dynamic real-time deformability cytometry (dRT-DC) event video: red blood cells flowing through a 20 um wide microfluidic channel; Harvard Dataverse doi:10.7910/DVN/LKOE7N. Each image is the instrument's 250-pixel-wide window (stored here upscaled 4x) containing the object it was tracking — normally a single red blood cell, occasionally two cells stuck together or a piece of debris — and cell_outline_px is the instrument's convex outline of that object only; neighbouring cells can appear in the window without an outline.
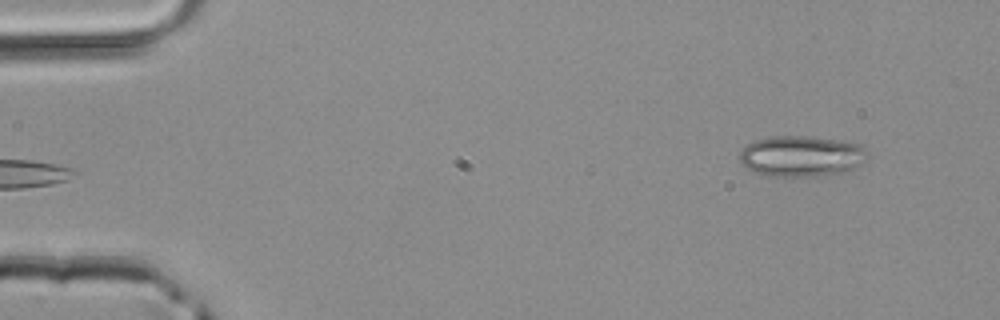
{"species": "common noctule bat (a hibernating species)", "species_latin": "Nyctalus noctula", "temperature_condition": "room temperature", "stored_images_in_passage": 3, "camera_frame_rate_fps": 3000, "um_per_image_px": 0.085, "animal": {"sex": "male", "body_mass_g": 20.4}, "frame": {"image": 1, "passage_image": 3, "time_ms": 0.667, "image_size_px": [1000, 320], "cell_outline_px": [[868, 156], [860, 164], [844, 172], [824, 176], [764, 176], [748, 168], [740, 160], [740, 148], [756, 140], [772, 136], [808, 136], [836, 140], [860, 144]], "centroid_in_image_um": [68.09, 13.28], "position_along_channel_um": 16.9, "area_um2": 30.29}}